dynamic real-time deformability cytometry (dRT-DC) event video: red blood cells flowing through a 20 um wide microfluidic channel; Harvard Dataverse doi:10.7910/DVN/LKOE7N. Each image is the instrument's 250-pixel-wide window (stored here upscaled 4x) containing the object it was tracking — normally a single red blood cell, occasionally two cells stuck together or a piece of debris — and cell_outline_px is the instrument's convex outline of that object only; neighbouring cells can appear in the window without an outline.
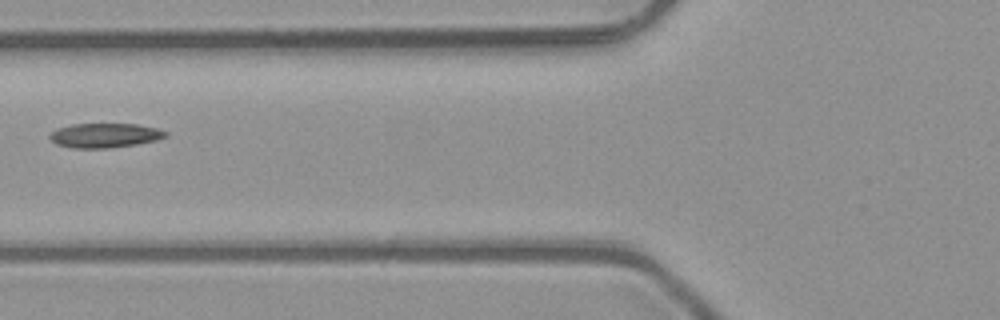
{"species": "common noctule bat (a hibernating species)", "species_latin": "Nyctalus noctula", "temperature_condition": "room temperature", "stored_images_in_passage": 4, "camera_frame_rate_fps": 3000, "um_per_image_px": 0.085, "animal": {"sex": "male", "body_mass_g": 23.1, "forearm_length_mm": 52.7}, "frame": {"image": 1, "passage_image": 4, "time_ms": 1.0, "image_size_px": [1000, 320], "cell_outline_px": [[168, 136], [156, 140], [136, 144], [108, 148], [72, 148], [56, 144], [48, 136], [56, 128], [72, 124], [136, 124], [156, 128], [168, 132]], "centroid_in_image_um": [8.9, 11.51], "position_along_channel_um": 116.9, "area_um2": 16.47}}